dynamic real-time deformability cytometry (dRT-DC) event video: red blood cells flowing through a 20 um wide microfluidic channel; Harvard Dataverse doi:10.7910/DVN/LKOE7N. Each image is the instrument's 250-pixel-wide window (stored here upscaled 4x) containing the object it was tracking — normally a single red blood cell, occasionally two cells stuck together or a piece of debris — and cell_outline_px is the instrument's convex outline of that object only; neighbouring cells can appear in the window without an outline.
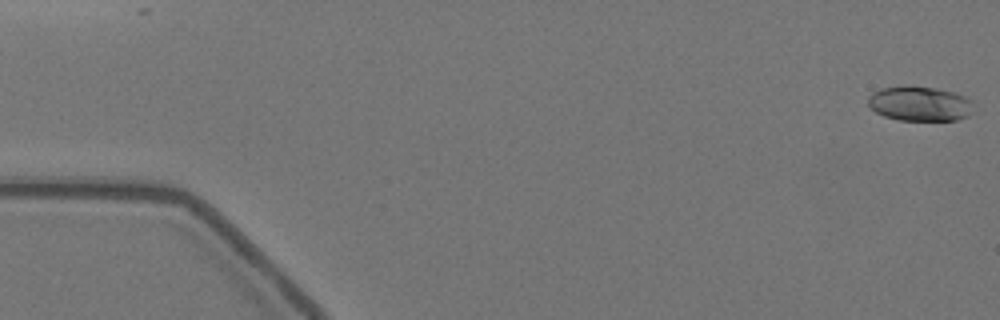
{"species": "Egyptian fruit bat (a non-hibernating species)", "species_latin": "Rousettus aegyptiacus", "temperature_condition": "warm", "stored_images_in_passage": 57, "camera_frame_rate_fps": 3000, "um_per_image_px": 0.085, "animal": {"sex": "female"}, "frame": {"image": 1, "passage_image": 1, "time_ms": 0.0, "image_size_px": [1000, 320], "cell_outline_px": [[972, 100], [968, 116], [956, 120], [900, 120], [884, 116], [876, 112], [868, 104], [868, 96], [872, 92], [884, 88], [936, 88], [956, 92]], "centroid_in_image_um": [78.18, 8.84], "position_along_channel_um": 6.8, "area_um2": 20.69}}
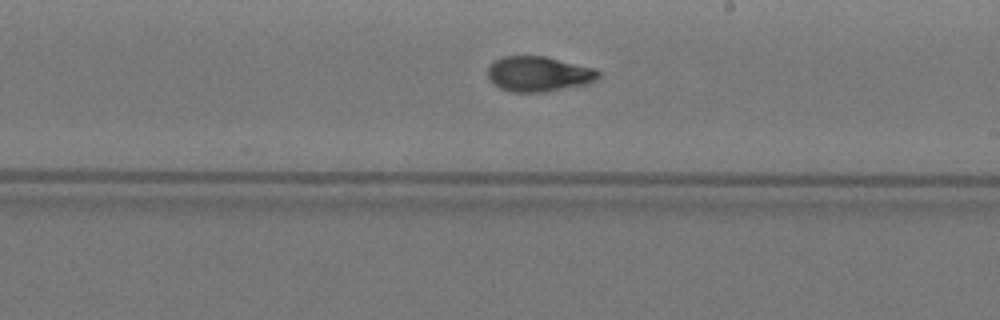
{"frame": {"image": 2, "passage_image": 33, "time_ms": 10.667, "image_size_px": [1000, 320], "cell_outline_px": [[600, 76], [596, 80], [588, 84], [544, 92], [512, 92], [500, 88], [488, 76], [488, 64], [504, 56], [544, 56], [596, 68], [600, 72]], "centroid_in_image_um": [45.82, 6.28], "position_along_channel_um": 243.2, "area_um2": 22.72}}
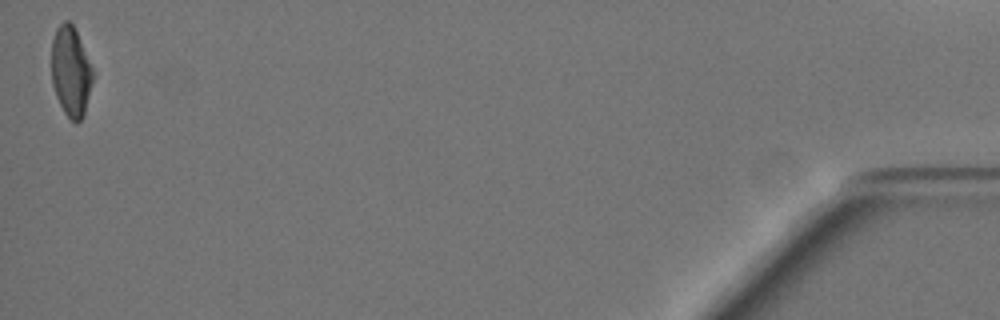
{"frame": {"image": 3, "passage_image": 57, "time_ms": 18.667, "image_size_px": [1000, 320], "cell_outline_px": [[92, 80], [84, 116], [76, 124], [64, 112], [56, 96], [52, 84], [52, 40], [56, 28], [64, 20], [68, 20], [72, 24], [76, 32], [92, 68]], "centroid_in_image_um": [6.0, 6.09], "position_along_channel_um": 429.2, "area_um2": 21.27}, "authors_computed_cell_mechanics": {"area_um2": 22.4842, "velocity_mm_per_s": 3.5387, "shape_relaxation_time_tau1_ms": 5.3272, "shape_relaxation_time_tau2_ms": 2.5904, "deformation_change_tau1": 0.1892, "deformation_change_tau2": 0.0789}}